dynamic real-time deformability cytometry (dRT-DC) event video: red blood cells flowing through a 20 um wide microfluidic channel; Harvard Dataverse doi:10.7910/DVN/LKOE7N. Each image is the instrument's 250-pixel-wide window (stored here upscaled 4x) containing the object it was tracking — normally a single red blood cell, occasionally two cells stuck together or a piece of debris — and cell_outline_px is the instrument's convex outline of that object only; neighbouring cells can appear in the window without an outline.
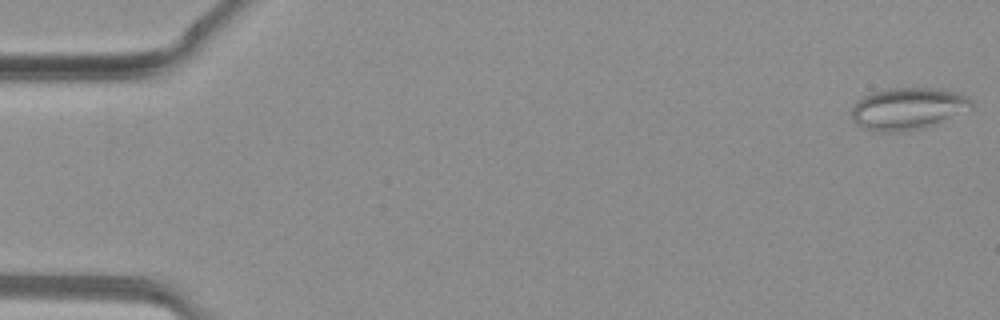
{"species": "common noctule bat (a hibernating species)", "species_latin": "Nyctalus noctula", "temperature_condition": "warm", "stored_images_in_passage": 38, "camera_frame_rate_fps": 3000, "um_per_image_px": 0.085, "animal": {"sex": "female", "body_mass_g": 19.3, "forearm_length_mm": 54.1}, "frame": {"image": 1, "passage_image": 1, "time_ms": 0.0, "image_size_px": [1000, 320], "cell_outline_px": [[972, 108], [940, 124], [924, 128], [892, 132], [888, 132], [864, 128], [856, 124], [852, 120], [852, 108], [864, 96], [872, 92], [888, 88], [944, 88], [960, 92], [968, 96], [972, 100]], "centroid_in_image_um": [77.25, 9.22], "position_along_channel_um": 7.7, "area_um2": 29.65}}
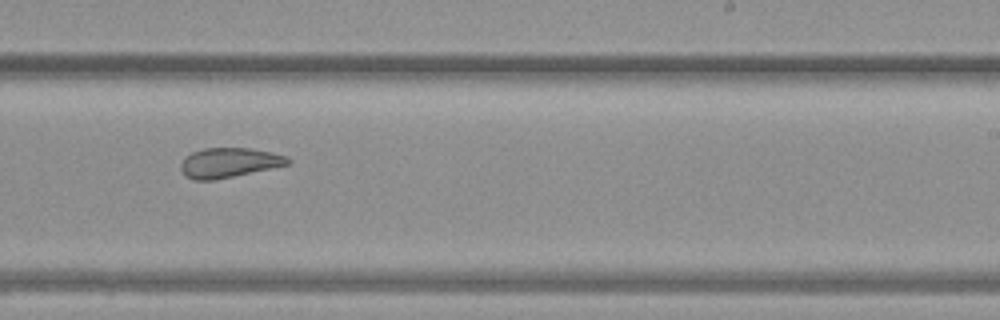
{"frame": {"image": 2, "passage_image": 24, "time_ms": 7.667, "image_size_px": [1000, 320], "cell_outline_px": [[292, 160], [288, 164], [232, 176], [212, 180], [192, 180], [184, 176], [180, 168], [180, 164], [192, 152], [204, 148], [252, 148], [272, 152], [288, 156]], "centroid_in_image_um": [19.46, 13.82], "position_along_channel_um": 269.5, "area_um2": 18.38}}
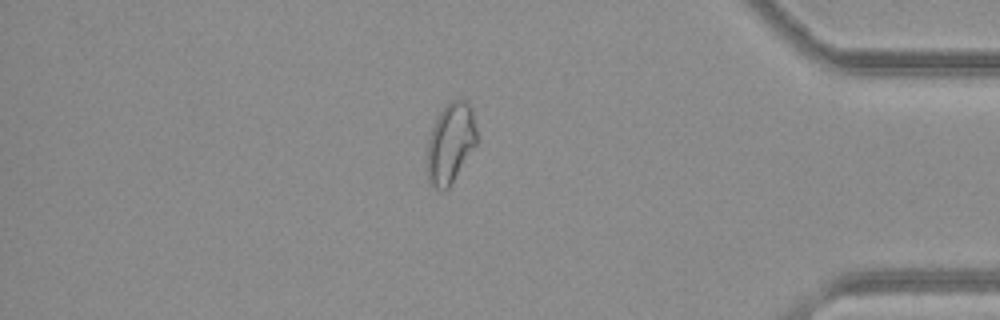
{"frame": {"image": 3, "passage_image": 33, "time_ms": 10.667, "image_size_px": [1000, 320], "cell_outline_px": [[476, 144], [448, 188], [440, 192], [428, 184], [428, 140], [432, 128], [440, 112], [452, 100], [468, 100], [472, 104], [476, 128]], "centroid_in_image_um": [38.3, 12.16], "position_along_channel_um": 396.9, "area_um2": 23.0}}